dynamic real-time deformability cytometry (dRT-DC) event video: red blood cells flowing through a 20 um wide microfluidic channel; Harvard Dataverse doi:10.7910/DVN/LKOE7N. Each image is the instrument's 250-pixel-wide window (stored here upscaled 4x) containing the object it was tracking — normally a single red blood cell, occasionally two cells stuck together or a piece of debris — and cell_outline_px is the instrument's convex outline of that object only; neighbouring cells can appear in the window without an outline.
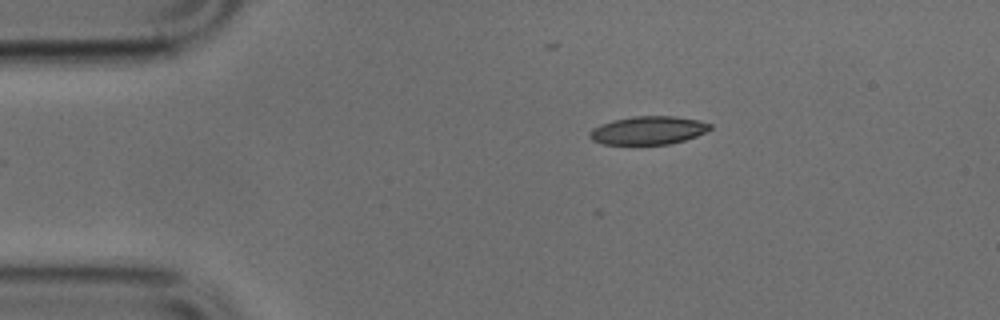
{"species": "common noctule bat (a hibernating species)", "species_latin": "Nyctalus noctula", "temperature_condition": "cold", "stored_images_in_passage": 7, "camera_frame_rate_fps": 3000, "um_per_image_px": 0.085, "animal": {"sex": "male", "body_mass_g": 17.9, "forearm_length_mm": 54.2}, "frame": {"image": 1, "passage_image": 1, "time_ms": 0.0, "image_size_px": [1000, 320], "cell_outline_px": [[712, 128], [696, 136], [684, 140], [668, 144], [604, 144], [592, 140], [588, 136], [588, 132], [592, 128], [600, 124], [612, 120], [632, 116], [676, 116], [700, 120], [712, 124]], "centroid_in_image_um": [55.08, 11.07], "position_along_channel_um": 29.9, "area_um2": 19.94}}